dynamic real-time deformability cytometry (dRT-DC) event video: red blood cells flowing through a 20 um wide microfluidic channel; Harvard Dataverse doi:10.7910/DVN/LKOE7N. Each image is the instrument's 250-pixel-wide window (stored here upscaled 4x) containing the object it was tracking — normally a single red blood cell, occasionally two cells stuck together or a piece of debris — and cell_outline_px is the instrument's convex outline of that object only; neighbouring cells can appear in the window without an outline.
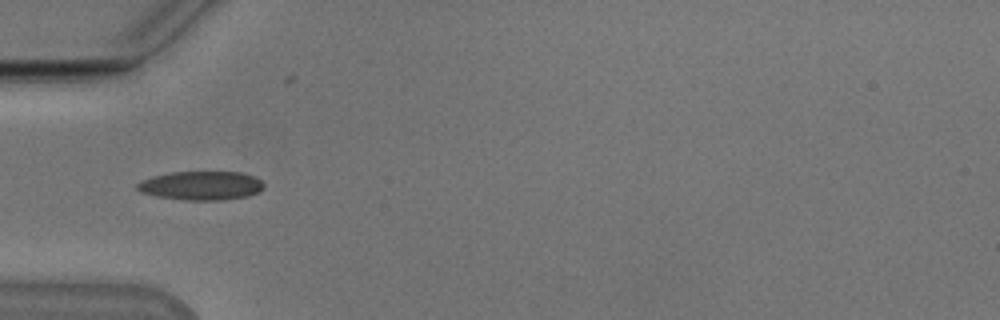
{"species": "Egyptian fruit bat (a non-hibernating species)", "species_latin": "Rousettus aegyptiacus", "temperature_condition": "cold", "stored_images_in_passage": 38, "camera_frame_rate_fps": 3000, "um_per_image_px": 0.085, "animal": {"sex": "male"}, "frame": {"image": 1, "passage_image": 2, "time_ms": 0.333, "image_size_px": [1000, 320], "cell_outline_px": [[264, 188], [260, 192], [248, 196], [224, 200], [184, 200], [156, 196], [140, 192], [136, 188], [136, 184], [152, 176], [172, 172], [240, 172], [252, 176], [260, 180], [264, 184]], "centroid_in_image_um": [17.11, 15.78], "position_along_channel_um": 67.9, "area_um2": 21.33}}
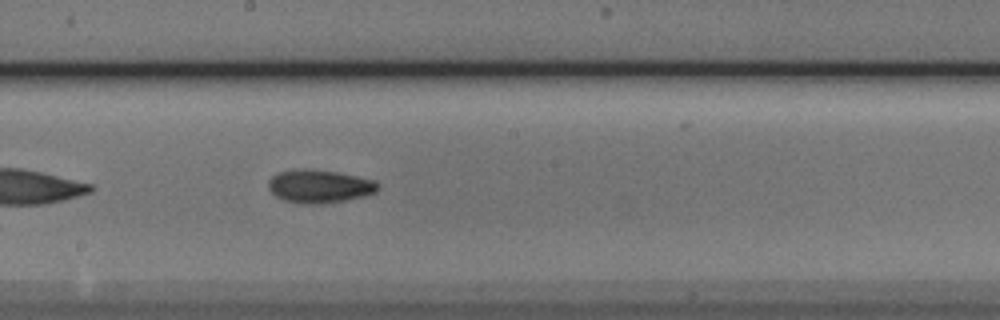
{"frame": {"image": 2, "passage_image": 14, "time_ms": 4.333, "image_size_px": [1000, 320], "cell_outline_px": [[380, 188], [376, 192], [364, 196], [324, 204], [304, 204], [284, 200], [276, 196], [268, 188], [268, 180], [276, 172], [296, 168], [308, 168], [336, 172], [356, 176], [372, 180], [380, 184]], "centroid_in_image_um": [27.12, 15.82], "position_along_channel_um": 221.1, "area_um2": 21.39}}
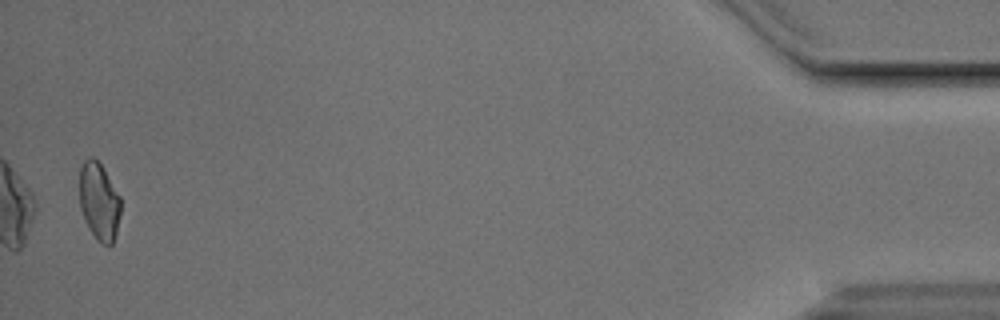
{"frame": {"image": 3, "passage_image": 37, "time_ms": 12.0, "image_size_px": [1000, 320], "cell_outline_px": [[120, 212], [116, 232], [112, 244], [104, 244], [96, 240], [88, 228], [84, 220], [80, 208], [80, 168], [84, 160], [88, 156], [92, 156], [100, 164], [120, 196]], "centroid_in_image_um": [8.4, 17.12], "position_along_channel_um": 426.8, "area_um2": 18.5}, "authors_computed_cell_mechanics": {"area_um2": 19.652, "velocity_mm_per_s": 3.8399, "shape_relaxation_time_tau1_ms": 6.227, "shape_relaxation_time_tau2_ms": 8.3106, "deformation_change_tau1": 0.1488, "deformation_change_tau2": 0.1451}}